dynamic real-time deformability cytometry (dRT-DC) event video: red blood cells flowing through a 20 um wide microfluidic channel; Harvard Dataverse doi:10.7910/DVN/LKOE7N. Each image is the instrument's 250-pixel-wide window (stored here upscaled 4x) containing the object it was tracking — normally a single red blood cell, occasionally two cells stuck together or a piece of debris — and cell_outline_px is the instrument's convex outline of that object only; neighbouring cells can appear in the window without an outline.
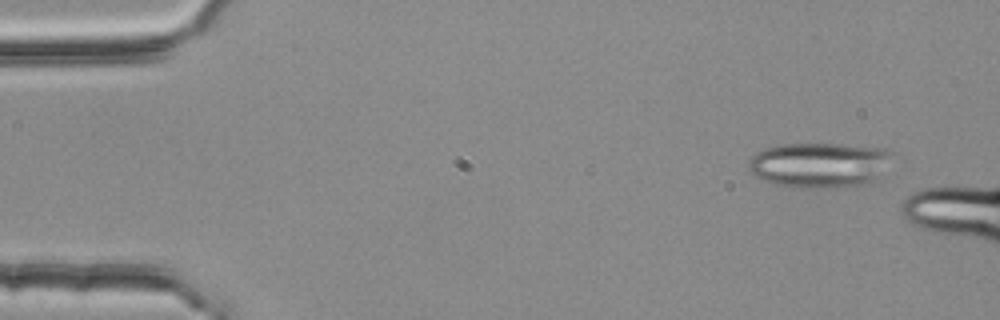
{"species": "common noctule bat (a hibernating species)", "species_latin": "Nyctalus noctula", "temperature_condition": "room temperature", "stored_images_in_passage": 13, "camera_frame_rate_fps": 3000, "um_per_image_px": 0.085, "animal": {"sex": "female", "body_mass_g": 25.1}, "frame": {"image": 1, "passage_image": 4, "time_ms": 1.0, "image_size_px": [1000, 320], "cell_outline_px": [[892, 152], [876, 180], [836, 188], [796, 188], [776, 184], [764, 180], [756, 176], [748, 168], [748, 160], [756, 152], [764, 148], [776, 144], [840, 144], [884, 148]], "centroid_in_image_um": [69.57, 14.01], "position_along_channel_um": 15.4, "area_um2": 37.57}}